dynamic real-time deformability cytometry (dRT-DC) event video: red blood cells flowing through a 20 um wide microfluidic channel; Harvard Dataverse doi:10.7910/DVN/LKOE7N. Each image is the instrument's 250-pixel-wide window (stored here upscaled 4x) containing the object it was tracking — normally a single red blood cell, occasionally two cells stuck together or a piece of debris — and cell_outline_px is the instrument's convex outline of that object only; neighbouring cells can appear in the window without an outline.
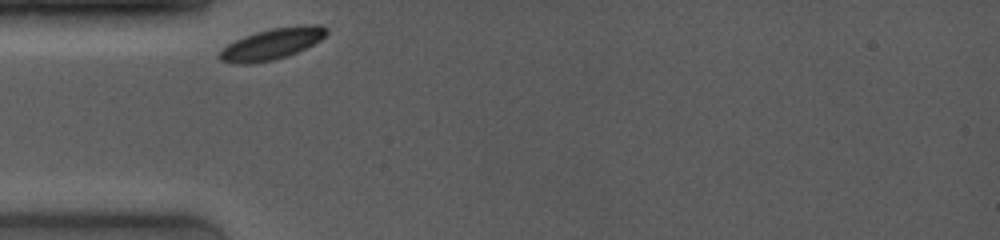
{"species": "common noctule bat (a hibernating species)", "species_latin": "Nyctalus noctula", "temperature_condition": "room temperature", "stored_images_in_passage": 60, "camera_frame_rate_fps": 4000, "um_per_image_px": 0.085, "animal": {"sex": "female", "body_mass_g": 19.0, "forearm_length_mm": 53.3}, "frame": {"image": 1, "passage_image": 1, "time_ms": 0.0, "image_size_px": [1000, 240], "cell_outline_px": [[328, 32], [320, 40], [296, 52], [272, 60], [248, 64], [240, 64], [220, 60], [216, 56], [228, 44], [244, 36], [256, 32], [272, 28], [312, 24], [320, 24], [328, 28]], "centroid_in_image_um": [23.11, 3.72], "position_along_channel_um": 61.9, "area_um2": 19.07}}
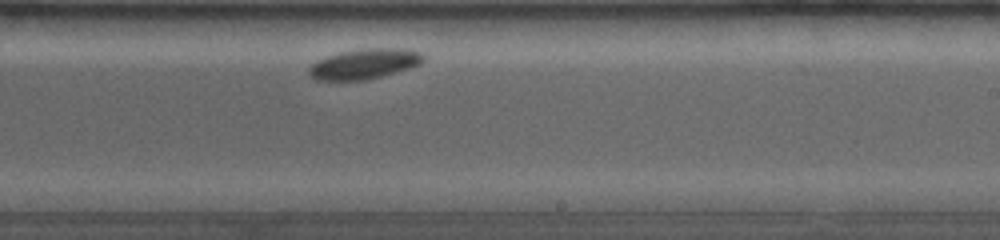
{"frame": {"image": 2, "passage_image": 31, "time_ms": 5.5, "image_size_px": [1000, 240], "cell_outline_px": [[424, 60], [420, 64], [408, 68], [380, 76], [364, 80], [316, 80], [308, 72], [308, 68], [316, 60], [340, 52], [360, 48], [404, 48], [424, 52]], "centroid_in_image_um": [30.98, 5.41], "position_along_channel_um": 258.0, "area_um2": 20.11}}
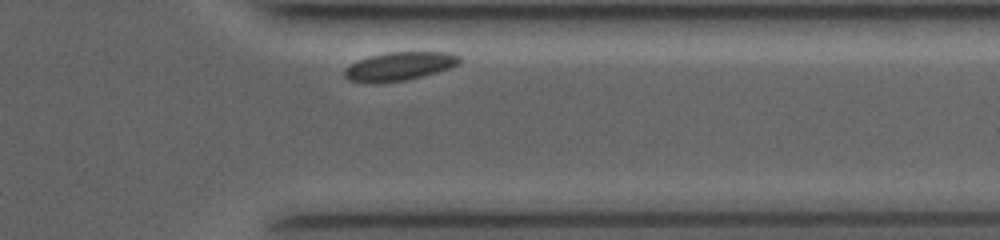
{"frame": {"image": 3, "passage_image": 55, "time_ms": 8.75, "image_size_px": [1000, 240], "cell_outline_px": [[460, 64], [436, 72], [404, 80], [348, 80], [344, 76], [344, 68], [348, 64], [356, 60], [368, 56], [388, 52], [448, 52], [460, 56]], "centroid_in_image_um": [33.96, 5.57], "position_along_channel_um": 377.4, "area_um2": 18.44}, "authors_computed_cell_mechanics": {"area_um2": 19.8254, "velocity_mm_per_s": 3.6296, "shape_relaxation_time_tau1_ms": 4.3102, "shape_relaxation_time_tau2_ms": null, "deformation_change_tau1": 0.1074, "deformation_change_tau2": null}}